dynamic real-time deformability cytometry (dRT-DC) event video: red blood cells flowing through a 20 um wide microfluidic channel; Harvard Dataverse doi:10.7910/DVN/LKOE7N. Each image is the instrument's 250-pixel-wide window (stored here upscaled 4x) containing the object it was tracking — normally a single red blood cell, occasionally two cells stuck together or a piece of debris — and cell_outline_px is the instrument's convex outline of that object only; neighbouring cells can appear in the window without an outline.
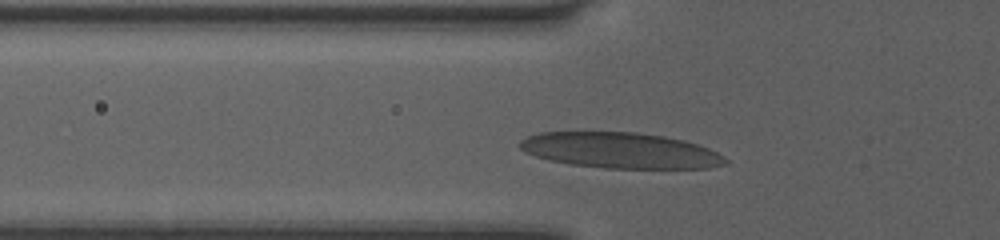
{"species": "human", "species_latin": "Homo sapiens", "temperature_condition": "room temperature", "stored_images_in_passage": 28, "camera_frame_rate_fps": 3000, "um_per_image_px": 0.085, "donor": {"sex": "female"}, "frame": {"image": 1, "passage_image": 3, "time_ms": 0.667, "image_size_px": [1000, 240], "cell_outline_px": [[728, 160], [724, 164], [708, 168], [604, 168], [572, 164], [548, 160], [524, 152], [520, 148], [520, 140], [528, 136], [540, 132], [636, 132], [664, 136], [684, 140], [708, 148], [724, 156]], "centroid_in_image_um": [52.72, 12.78], "position_along_channel_um": 73.1, "area_um2": 42.66}}
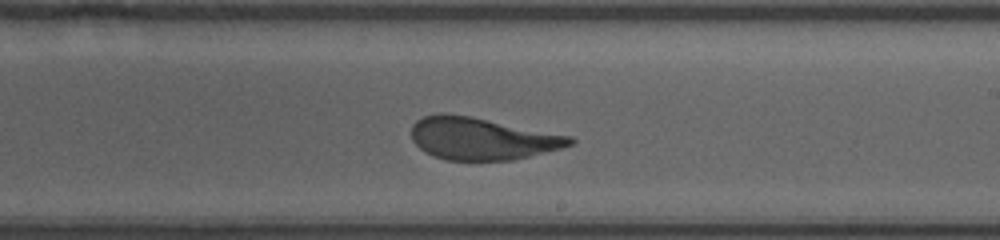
{"frame": {"image": 2, "passage_image": 16, "time_ms": 5.0, "image_size_px": [1000, 240], "cell_outline_px": [[576, 140], [572, 144], [560, 148], [512, 160], [448, 160], [424, 152], [412, 140], [412, 124], [416, 120], [424, 116], [440, 112], [444, 112], [472, 116], [572, 136]], "centroid_in_image_um": [40.93, 11.76], "position_along_channel_um": 248.1, "area_um2": 39.02}}
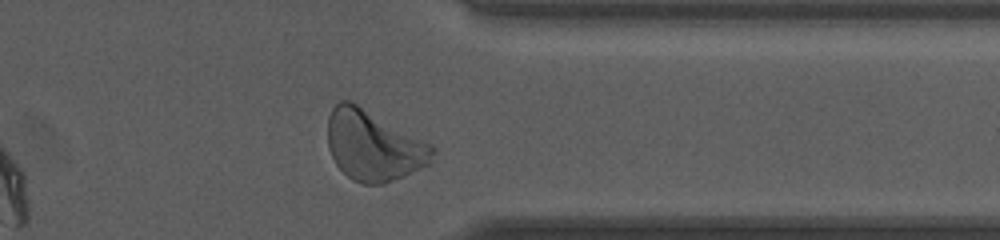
{"frame": {"image": 3, "passage_image": 26, "time_ms": 8.333, "image_size_px": [1000, 240], "cell_outline_px": [[436, 152], [428, 164], [404, 176], [384, 184], [364, 184], [352, 180], [336, 164], [328, 148], [328, 116], [332, 108], [340, 100], [352, 100], [432, 144], [436, 148]], "centroid_in_image_um": [31.75, 12.35], "position_along_channel_um": 379.7, "area_um2": 43.23}, "authors_computed_cell_mechanics": {"area_um2": 39.7953, "velocity_mm_per_s": 4.0355, "shape_relaxation_time_tau1_ms": 4.5432, "shape_relaxation_time_tau2_ms": null, "deformation_change_tau1": 0.1894, "deformation_change_tau2": null}}